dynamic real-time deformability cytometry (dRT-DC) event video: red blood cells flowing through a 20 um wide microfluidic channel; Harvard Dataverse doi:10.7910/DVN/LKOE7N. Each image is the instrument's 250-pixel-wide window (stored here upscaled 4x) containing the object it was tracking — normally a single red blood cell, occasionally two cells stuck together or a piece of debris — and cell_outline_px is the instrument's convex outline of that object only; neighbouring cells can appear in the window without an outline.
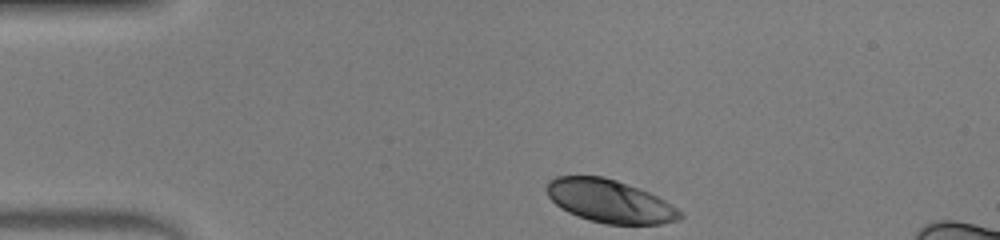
{"species": "human", "species_latin": "Homo sapiens", "temperature_condition": "warm", "stored_images_in_passage": 34, "camera_frame_rate_fps": 3000, "um_per_image_px": 0.085, "donor": {"sex": "male"}, "frame": {"image": 1, "passage_image": 1, "time_ms": 0.0, "image_size_px": [1000, 240], "cell_outline_px": [[684, 216], [680, 220], [660, 224], [608, 224], [588, 220], [568, 212], [560, 208], [548, 196], [544, 188], [548, 180], [556, 176], [604, 176], [616, 180], [648, 192], [664, 200], [676, 208]], "centroid_in_image_um": [51.78, 17.1], "position_along_channel_um": 33.2, "area_um2": 33.35}}
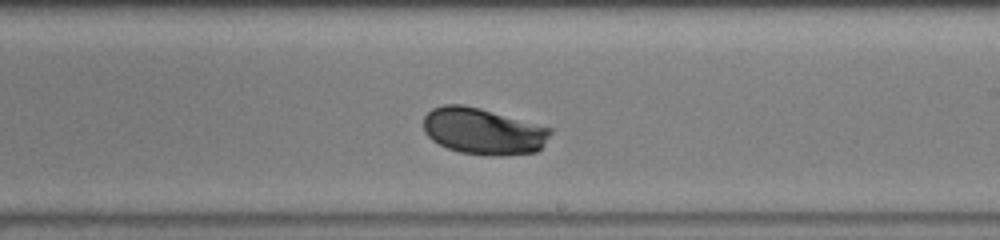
{"frame": {"image": 2, "passage_image": 20, "time_ms": 6.333, "image_size_px": [1000, 240], "cell_outline_px": [[552, 132], [544, 144], [536, 152], [500, 156], [492, 156], [460, 152], [448, 148], [432, 140], [424, 132], [424, 116], [432, 108], [444, 104], [464, 104], [480, 108], [552, 128]], "centroid_in_image_um": [41.06, 11.15], "position_along_channel_um": 247.9, "area_um2": 34.39}}
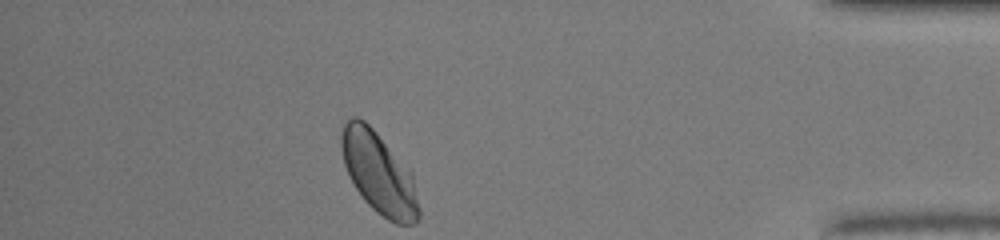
{"frame": {"image": 3, "passage_image": 34, "time_ms": 11.0, "image_size_px": [1000, 240], "cell_outline_px": [[420, 216], [416, 224], [396, 224], [388, 220], [376, 212], [364, 200], [356, 188], [344, 164], [340, 148], [340, 132], [344, 124], [352, 116], [356, 116], [364, 120], [376, 132], [412, 172], [420, 208]], "centroid_in_image_um": [32.21, 14.73], "position_along_channel_um": 403.0, "area_um2": 36.88}, "authors_computed_cell_mechanics": {"area_um2": 34.4199, "velocity_mm_per_s": 4.2361, "shape_relaxation_time_tau1_ms": 2.9577, "shape_relaxation_time_tau2_ms": null, "deformation_change_tau1": 0.1468, "deformation_change_tau2": null}}